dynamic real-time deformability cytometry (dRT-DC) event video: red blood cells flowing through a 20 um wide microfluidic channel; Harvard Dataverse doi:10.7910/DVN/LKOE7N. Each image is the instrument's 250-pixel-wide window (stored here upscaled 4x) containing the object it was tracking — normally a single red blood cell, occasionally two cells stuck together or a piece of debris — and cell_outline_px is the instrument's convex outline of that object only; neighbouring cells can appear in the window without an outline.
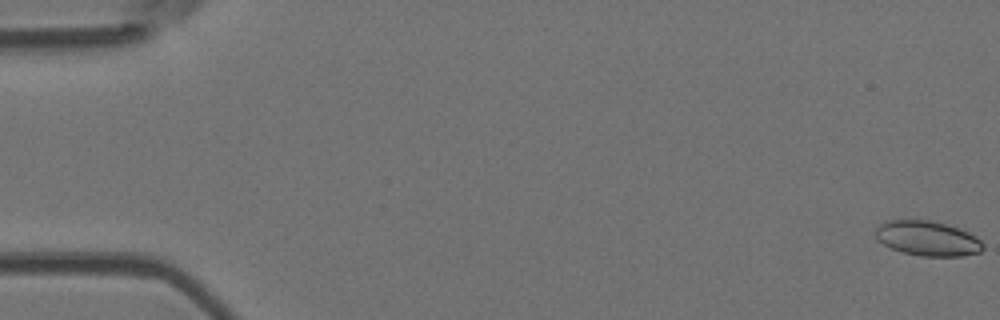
{"species": "Egyptian fruit bat (a non-hibernating species)", "species_latin": "Rousettus aegyptiacus", "temperature_condition": "room temperature", "stored_images_in_passage": 55, "camera_frame_rate_fps": 3000, "um_per_image_px": 0.085, "animal": {"sex": "female"}, "frame": {"image": 1, "passage_image": 1, "time_ms": 0.0, "image_size_px": [1000, 320], "cell_outline_px": [[984, 248], [980, 252], [964, 256], [920, 256], [900, 252], [884, 244], [876, 236], [876, 228], [884, 220], [932, 220], [968, 232], [976, 236], [984, 244]], "centroid_in_image_um": [78.85, 20.27], "position_along_channel_um": 6.1, "area_um2": 21.79}}
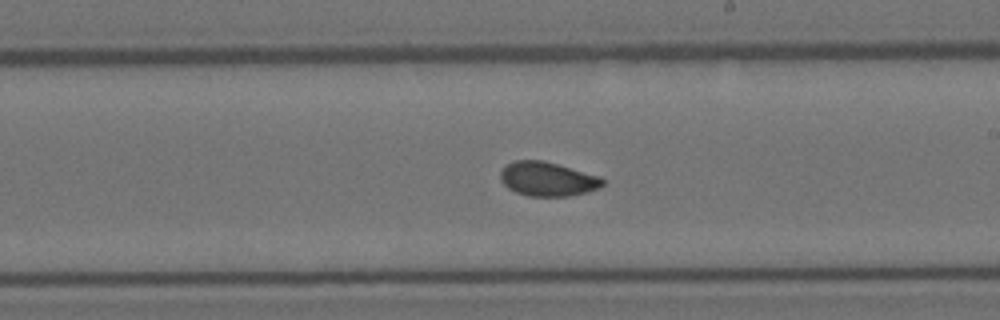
{"frame": {"image": 2, "passage_image": 32, "time_ms": 10.333, "image_size_px": [1000, 320], "cell_outline_px": [[604, 184], [600, 188], [568, 196], [528, 196], [516, 192], [508, 188], [500, 180], [500, 172], [508, 164], [516, 160], [544, 160], [600, 176], [604, 180]], "centroid_in_image_um": [46.54, 15.21], "position_along_channel_um": 242.5, "area_um2": 20.29}}
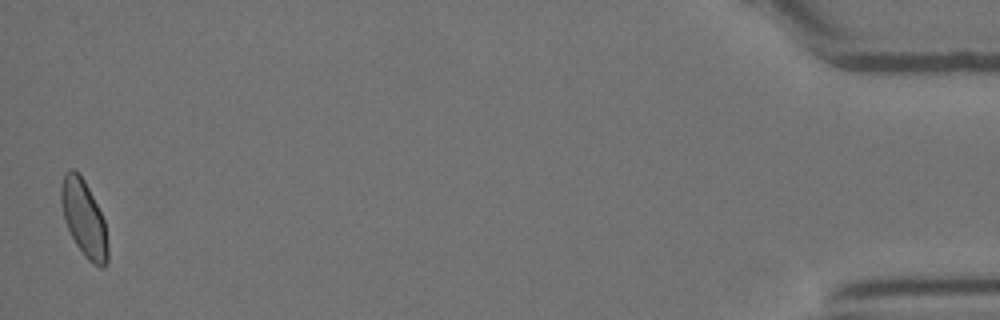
{"frame": {"image": 3, "passage_image": 54, "time_ms": 17.667, "image_size_px": [1000, 320], "cell_outline_px": [[108, 264], [104, 268], [100, 268], [92, 264], [84, 256], [76, 244], [64, 220], [60, 200], [60, 188], [64, 172], [72, 168], [84, 180], [104, 220], [108, 244]], "centroid_in_image_um": [7.13, 18.61], "position_along_channel_um": 428.1, "area_um2": 20.75}, "authors_computed_cell_mechanics": {"area_um2": 20.7502, "velocity_mm_per_s": 3.779, "shape_relaxation_time_tau1_ms": null, "shape_relaxation_time_tau2_ms": 1.335, "deformation_change_tau1": null, "deformation_change_tau2": 0.0552}}